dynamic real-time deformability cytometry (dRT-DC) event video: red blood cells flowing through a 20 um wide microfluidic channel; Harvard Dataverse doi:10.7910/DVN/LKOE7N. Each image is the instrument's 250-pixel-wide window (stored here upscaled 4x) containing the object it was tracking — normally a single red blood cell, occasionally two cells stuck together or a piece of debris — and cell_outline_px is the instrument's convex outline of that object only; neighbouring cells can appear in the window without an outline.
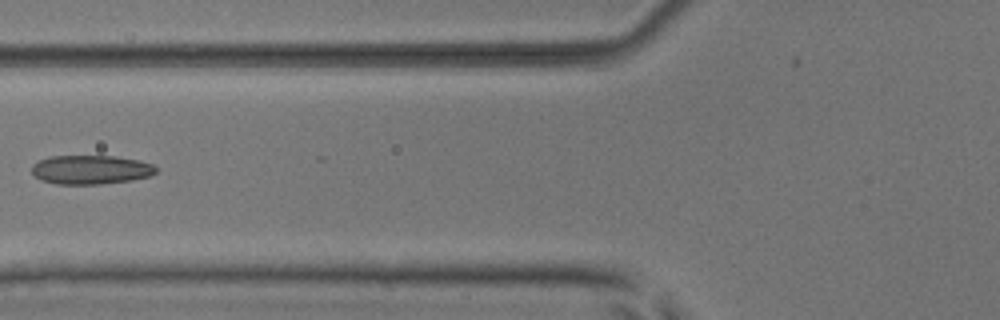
{"species": "common noctule bat (a hibernating species)", "species_latin": "Nyctalus noctula", "temperature_condition": "room temperature", "stored_images_in_passage": 5, "camera_frame_rate_fps": 3000, "um_per_image_px": 0.085, "animal": {"sex": "male", "body_mass_g": 17.9, "forearm_length_mm": 54.2}, "frame": {"image": 1, "passage_image": 4, "time_ms": 1.0, "image_size_px": [1000, 320], "cell_outline_px": [[156, 172], [148, 176], [132, 180], [100, 184], [56, 184], [40, 180], [32, 172], [32, 164], [48, 156], [116, 156], [140, 160], [152, 164], [156, 168]], "centroid_in_image_um": [7.7, 14.42], "position_along_channel_um": 118.1, "area_um2": 21.04}}
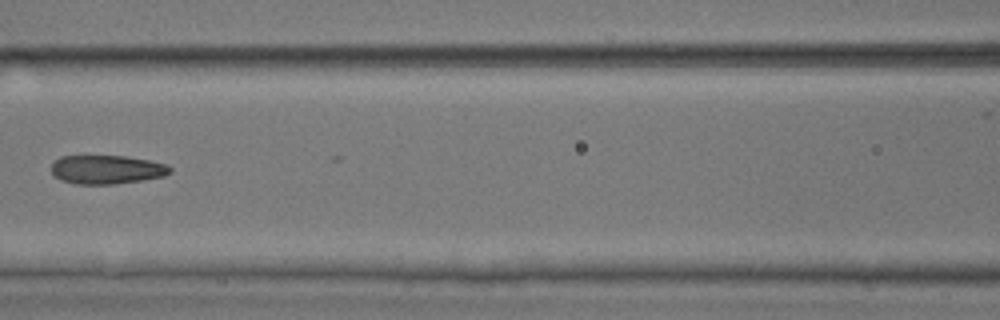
{"frame": {"image": 2, "passage_image": 5, "time_ms": 1.333, "image_size_px": [1000, 320], "cell_outline_px": [[172, 172], [164, 176], [116, 184], [76, 184], [60, 180], [52, 172], [52, 164], [60, 156], [124, 156], [148, 160], [168, 164], [172, 168]], "centroid_in_image_um": [9.09, 14.41], "position_along_channel_um": 157.5, "area_um2": 19.88}}